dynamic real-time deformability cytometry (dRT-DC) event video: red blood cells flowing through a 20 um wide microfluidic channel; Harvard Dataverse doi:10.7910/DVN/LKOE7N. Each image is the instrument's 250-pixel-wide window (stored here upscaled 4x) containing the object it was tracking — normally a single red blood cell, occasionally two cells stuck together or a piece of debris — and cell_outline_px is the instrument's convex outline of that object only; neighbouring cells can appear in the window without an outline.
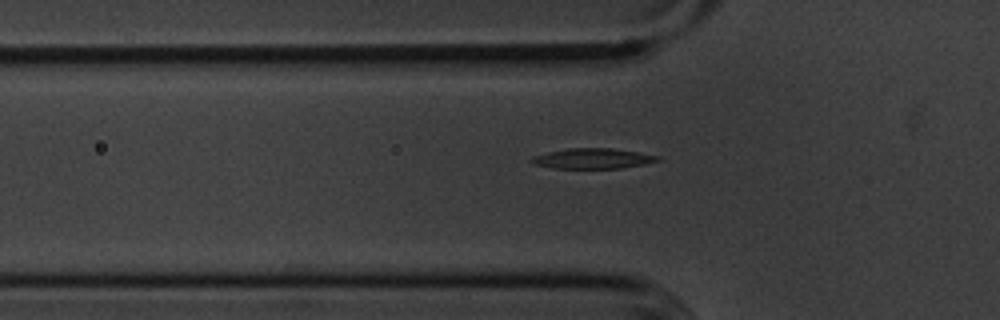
{"species": "common noctule bat (a hibernating species)", "species_latin": "Nyctalus noctula", "temperature_condition": "cold", "stored_images_in_passage": 38, "segment_of_instrument_passage": [1, 2], "camera_frame_rate_fps": 3000, "um_per_image_px": 0.085, "animal": {"sex": "male", "body_mass_g": 20.1, "forearm_length_mm": 53.5}, "frame": {"image": 1, "passage_image": 7, "time_ms": 2.0, "image_size_px": [1000, 320], "cell_outline_px": [[664, 160], [644, 164], [620, 168], [552, 168], [532, 164], [528, 160], [532, 156], [548, 152], [568, 148], [612, 148], [660, 156]], "centroid_in_image_um": [50.36, 13.47], "position_along_channel_um": 75.4, "area_um2": 15.03}}
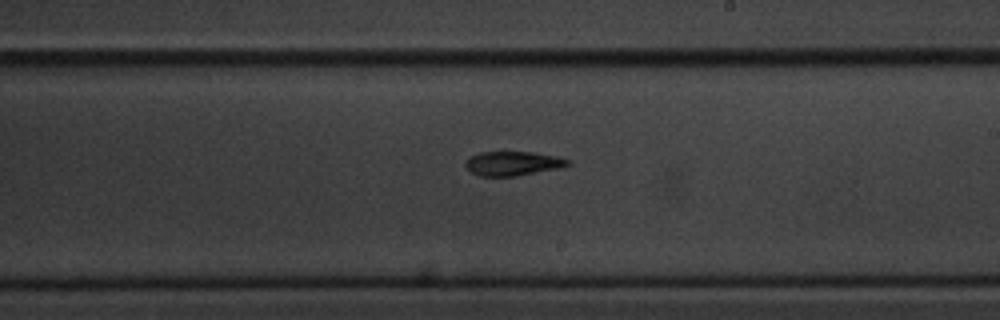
{"frame": {"image": 2, "passage_image": 21, "time_ms": 6.667, "image_size_px": [1000, 320], "cell_outline_px": [[572, 164], [556, 168], [516, 176], [480, 176], [472, 172], [464, 164], [468, 156], [480, 152], [532, 152], [556, 156], [568, 160]], "centroid_in_image_um": [43.54, 13.88], "position_along_channel_um": 245.5, "area_um2": 14.28}}
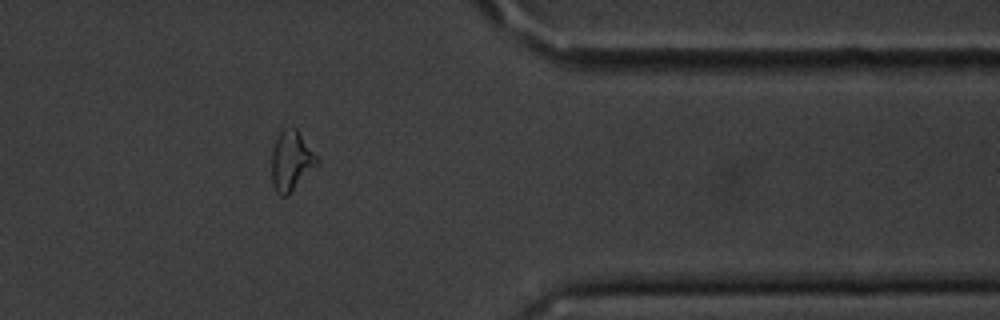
{"frame": {"image": 3, "passage_image": 34, "time_ms": 11.0, "image_size_px": [1000, 320], "cell_outline_px": [[320, 164], [288, 196], [280, 196], [276, 192], [272, 184], [272, 152], [276, 140], [280, 132], [284, 128], [296, 128], [320, 160]], "centroid_in_image_um": [24.78, 13.72], "position_along_channel_um": 386.6, "area_um2": 16.01}}